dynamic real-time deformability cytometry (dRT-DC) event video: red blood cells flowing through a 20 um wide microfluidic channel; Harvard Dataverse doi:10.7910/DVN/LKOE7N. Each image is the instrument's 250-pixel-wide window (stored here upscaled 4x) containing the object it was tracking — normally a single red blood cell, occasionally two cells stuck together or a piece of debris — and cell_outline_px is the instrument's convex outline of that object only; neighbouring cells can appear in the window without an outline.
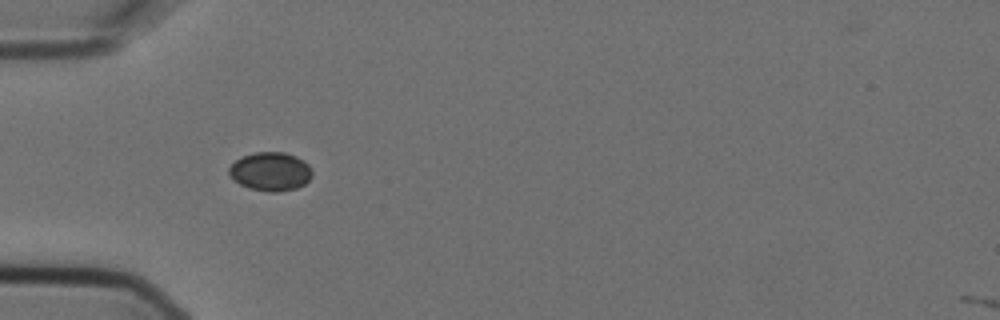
{"species": "Egyptian fruit bat (a non-hibernating species)", "species_latin": "Rousettus aegyptiacus", "temperature_condition": "cold", "stored_images_in_passage": 3, "camera_frame_rate_fps": 3000, "um_per_image_px": 0.085, "animal": {"sex": "female"}, "frame": {"image": 1, "passage_image": 2, "time_ms": 0.333, "image_size_px": [1000, 320], "cell_outline_px": [[312, 176], [304, 184], [296, 188], [276, 192], [268, 192], [248, 188], [240, 184], [228, 172], [228, 168], [236, 160], [244, 156], [256, 152], [284, 152], [296, 156], [304, 160], [308, 164], [312, 172]], "centroid_in_image_um": [23.01, 14.58], "position_along_channel_um": 62.0, "area_um2": 18.61}}
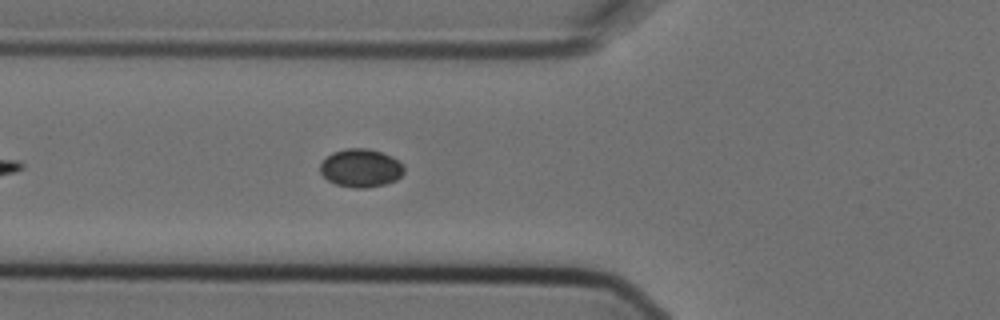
{"frame": {"image": 2, "passage_image": 3, "time_ms": 0.667, "image_size_px": [1000, 320], "cell_outline_px": [[404, 172], [396, 180], [384, 184], [364, 188], [356, 188], [336, 184], [328, 180], [320, 172], [320, 164], [332, 152], [348, 148], [368, 148], [392, 156], [404, 164]], "centroid_in_image_um": [30.68, 14.27], "position_along_channel_um": 95.1, "area_um2": 18.61}}